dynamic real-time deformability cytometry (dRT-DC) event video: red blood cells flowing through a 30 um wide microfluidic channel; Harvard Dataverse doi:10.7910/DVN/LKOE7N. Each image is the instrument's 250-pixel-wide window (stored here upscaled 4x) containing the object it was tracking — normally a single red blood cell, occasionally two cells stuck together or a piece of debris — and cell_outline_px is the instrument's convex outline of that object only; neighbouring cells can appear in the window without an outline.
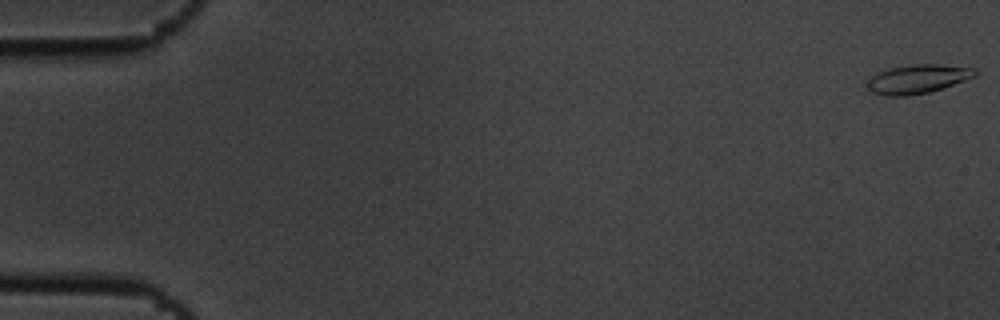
{"species": "common noctule bat (a hibernating species)", "species_latin": "Nyctalus noctula", "temperature_condition": "cold", "stored_images_in_passage": 5, "camera_frame_rate_fps": 3000, "um_per_image_px": 0.085, "animal": {"sex": "male", "body_mass_g": 19.5, "forearm_length_mm": 54.6}, "frame": {"image": 1, "passage_image": 1, "time_ms": 0.0, "image_size_px": [1000, 320], "cell_outline_px": [[976, 76], [928, 92], [908, 96], [884, 96], [872, 92], [868, 88], [868, 80], [872, 76], [888, 68], [912, 64], [936, 64], [972, 68], [976, 72]], "centroid_in_image_um": [77.95, 6.72], "position_along_channel_um": 7.1, "area_um2": 17.8}}
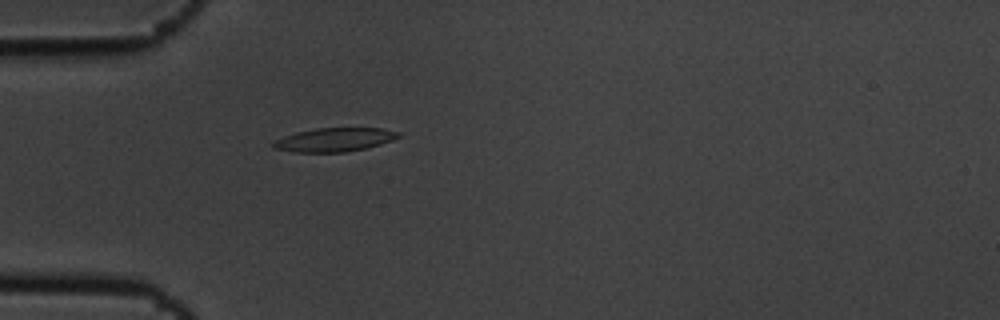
{"frame": {"image": 2, "passage_image": 5, "time_ms": 1.333, "image_size_px": [1000, 320], "cell_outline_px": [[400, 136], [392, 140], [380, 144], [364, 148], [344, 152], [292, 152], [272, 148], [272, 144], [276, 140], [284, 136], [296, 132], [316, 128], [384, 128], [400, 132]], "centroid_in_image_um": [28.41, 11.87], "position_along_channel_um": 56.6, "area_um2": 17.22}}